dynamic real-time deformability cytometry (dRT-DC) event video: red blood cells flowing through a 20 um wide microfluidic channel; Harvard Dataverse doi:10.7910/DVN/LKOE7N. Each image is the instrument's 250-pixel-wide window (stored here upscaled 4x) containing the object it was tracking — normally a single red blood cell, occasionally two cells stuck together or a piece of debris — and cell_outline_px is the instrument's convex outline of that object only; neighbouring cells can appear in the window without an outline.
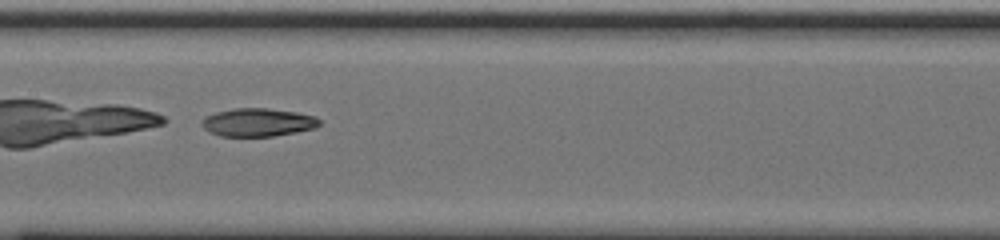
{"species": "common noctule bat (a hibernating species)", "species_latin": "Nyctalus noctula", "temperature_condition": "cold", "stored_images_in_passage": 32, "camera_frame_rate_fps": 3000, "um_per_image_px": 0.085, "animal": {"sex": "male", "body_mass_g": 20.0, "forearm_length_mm": 53.3}, "frame": {"image": 1, "passage_image": 10, "time_ms": 3.0, "image_size_px": [1000, 240], "cell_outline_px": [[320, 124], [316, 128], [296, 132], [272, 136], [220, 136], [208, 132], [200, 124], [200, 120], [204, 116], [216, 112], [232, 108], [268, 108], [296, 112], [316, 116], [320, 120]], "centroid_in_image_um": [21.89, 10.39], "position_along_channel_um": 185.5, "area_um2": 19.54}}